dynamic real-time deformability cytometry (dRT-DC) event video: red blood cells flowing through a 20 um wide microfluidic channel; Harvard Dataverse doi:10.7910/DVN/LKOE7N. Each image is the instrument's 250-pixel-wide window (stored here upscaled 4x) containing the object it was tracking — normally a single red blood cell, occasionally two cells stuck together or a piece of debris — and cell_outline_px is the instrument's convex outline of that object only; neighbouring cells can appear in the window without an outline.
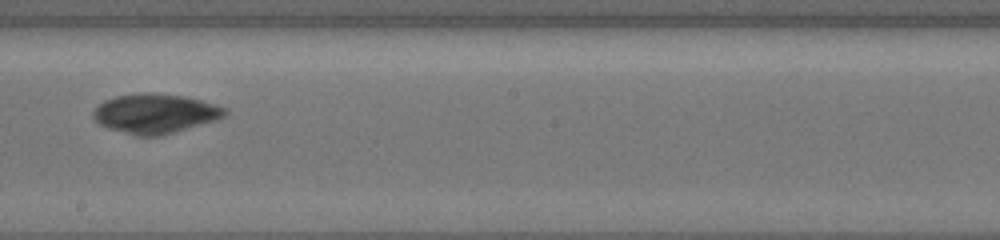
{"species": "common noctule bat (a hibernating species)", "species_latin": "Nyctalus noctula", "temperature_condition": "cold", "stored_images_in_passage": 28, "camera_frame_rate_fps": 3000, "um_per_image_px": 0.085, "animal": {"sex": "female", "body_mass_g": 19.5, "forearm_length_mm": 54.1}, "frame": {"image": 1, "passage_image": 18, "time_ms": 5.0, "image_size_px": [1000, 240], "cell_outline_px": [[228, 112], [224, 116], [216, 120], [160, 136], [136, 136], [100, 124], [92, 116], [92, 112], [104, 100], [116, 96], [140, 92], [156, 92], [184, 96], [200, 100], [228, 108]], "centroid_in_image_um": [13.21, 9.63], "position_along_channel_um": 235.0, "area_um2": 30.23}}